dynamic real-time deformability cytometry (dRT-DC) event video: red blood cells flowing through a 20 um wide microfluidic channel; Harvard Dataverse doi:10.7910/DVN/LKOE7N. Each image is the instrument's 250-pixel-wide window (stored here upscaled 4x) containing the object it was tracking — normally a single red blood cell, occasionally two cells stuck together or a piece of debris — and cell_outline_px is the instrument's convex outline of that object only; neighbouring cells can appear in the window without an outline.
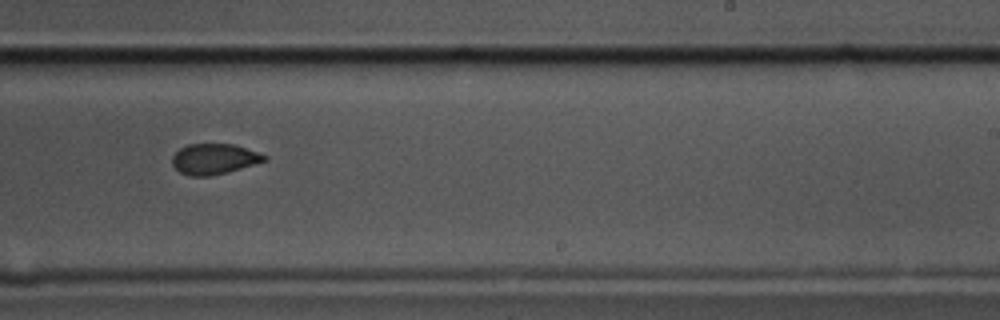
{"species": "common noctule bat (a hibernating species)", "species_latin": "Nyctalus noctula", "temperature_condition": "cold", "stored_images_in_passage": 8, "camera_frame_rate_fps": 3000, "um_per_image_px": 0.085, "animal": {"sex": "male", "body_mass_g": 17.5, "forearm_length_mm": 52.3}, "frame": {"image": 1, "passage_image": 7, "time_ms": 2.0, "image_size_px": [1000, 320], "cell_outline_px": [[268, 160], [228, 172], [212, 176], [188, 176], [180, 172], [172, 164], [172, 156], [180, 148], [188, 144], [236, 144], [268, 156]], "centroid_in_image_um": [18.21, 13.51], "position_along_channel_um": 270.8, "area_um2": 16.53}}
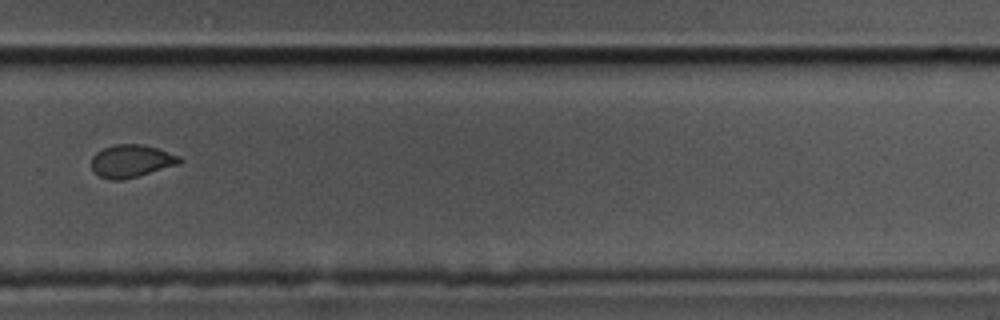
{"frame": {"image": 2, "passage_image": 8, "time_ms": 2.333, "image_size_px": [1000, 320], "cell_outline_px": [[184, 160], [180, 164], [124, 180], [108, 180], [92, 172], [92, 156], [96, 152], [104, 148], [116, 144], [140, 144], [156, 148], [180, 156]], "centroid_in_image_um": [11.16, 13.7], "position_along_channel_um": 318.6, "area_um2": 16.88}}